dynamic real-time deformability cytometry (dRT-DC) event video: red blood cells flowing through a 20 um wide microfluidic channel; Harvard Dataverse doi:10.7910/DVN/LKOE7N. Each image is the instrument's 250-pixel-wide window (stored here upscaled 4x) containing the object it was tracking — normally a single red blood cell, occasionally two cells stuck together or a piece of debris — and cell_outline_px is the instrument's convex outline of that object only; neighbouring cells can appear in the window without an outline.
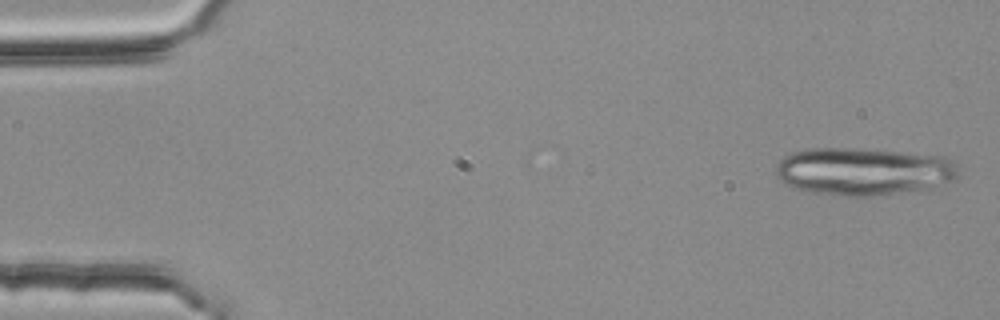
{"species": "common noctule bat (a hibernating species)", "species_latin": "Nyctalus noctula", "temperature_condition": "room temperature", "stored_images_in_passage": 2, "camera_frame_rate_fps": 3000, "um_per_image_px": 0.085, "animal": {"sex": "female", "body_mass_g": 25.1}, "frame": {"image": 1, "passage_image": 1, "time_ms": 0.0, "image_size_px": [1000, 320], "cell_outline_px": [[956, 180], [924, 188], [868, 196], [840, 196], [812, 192], [792, 188], [784, 184], [776, 176], [776, 164], [784, 156], [792, 152], [808, 148], [848, 148], [944, 156], [952, 160], [956, 164]], "centroid_in_image_um": [73.3, 14.56], "position_along_channel_um": 11.7, "area_um2": 50.23}}